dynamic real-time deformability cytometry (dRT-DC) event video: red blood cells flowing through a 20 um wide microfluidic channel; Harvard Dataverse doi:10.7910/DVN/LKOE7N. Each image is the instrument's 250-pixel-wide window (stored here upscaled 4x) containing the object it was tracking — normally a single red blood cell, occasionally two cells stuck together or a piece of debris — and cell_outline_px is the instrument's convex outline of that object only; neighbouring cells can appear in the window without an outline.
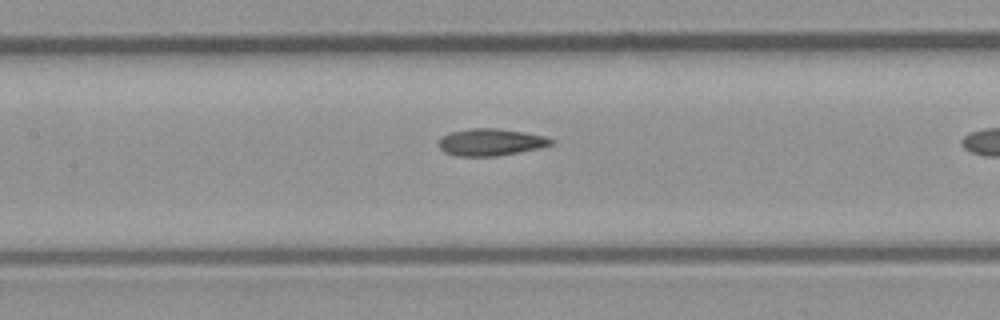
{"species": "common noctule bat (a hibernating species)", "species_latin": "Nyctalus noctula", "temperature_condition": "room temperature", "stored_images_in_passage": 10, "camera_frame_rate_fps": 3000, "um_per_image_px": 0.085, "animal": {"sex": "male", "body_mass_g": 23.1, "forearm_length_mm": 52.7}, "frame": {"image": 1, "passage_image": 9, "time_ms": 2.667, "image_size_px": [1000, 320], "cell_outline_px": [[552, 144], [540, 148], [520, 152], [496, 156], [460, 156], [444, 152], [440, 148], [440, 136], [452, 132], [472, 128], [496, 128], [524, 132], [544, 136], [552, 140]], "centroid_in_image_um": [41.7, 12.08], "position_along_channel_um": 165.7, "area_um2": 17.51}}